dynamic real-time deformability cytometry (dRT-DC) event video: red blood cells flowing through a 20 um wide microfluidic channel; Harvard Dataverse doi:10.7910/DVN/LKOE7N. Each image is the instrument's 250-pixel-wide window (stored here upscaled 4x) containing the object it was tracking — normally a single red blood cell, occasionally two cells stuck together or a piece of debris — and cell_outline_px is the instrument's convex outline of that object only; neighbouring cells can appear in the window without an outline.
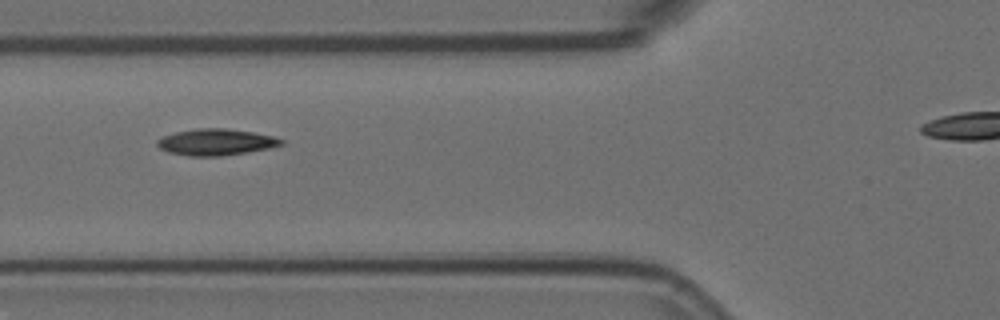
{"species": "Egyptian fruit bat (a non-hibernating species)", "species_latin": "Rousettus aegyptiacus", "temperature_condition": "room temperature", "stored_images_in_passage": 7, "camera_frame_rate_fps": 3000, "um_per_image_px": 0.085, "animal": {"sex": "female"}, "frame": {"image": 1, "passage_image": 3, "time_ms": 0.667, "image_size_px": [1000, 320], "cell_outline_px": [[284, 144], [268, 148], [220, 156], [188, 156], [168, 152], [160, 148], [156, 144], [156, 140], [164, 136], [176, 132], [196, 128], [224, 128], [252, 132], [272, 136], [284, 140]], "centroid_in_image_um": [18.32, 12.07], "position_along_channel_um": 107.5, "area_um2": 18.9}}
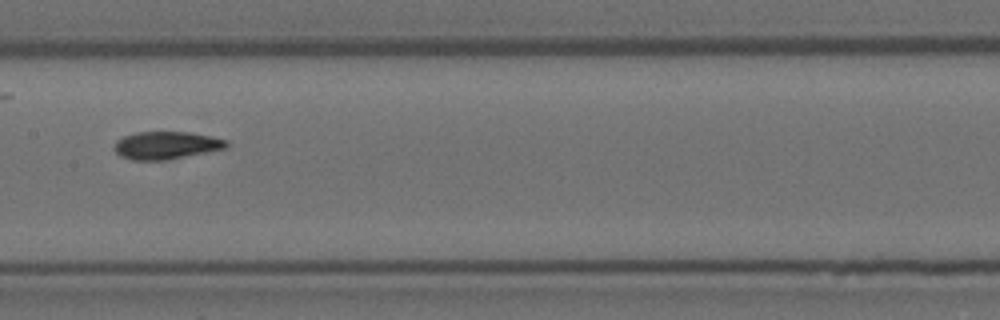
{"frame": {"image": 2, "passage_image": 5, "time_ms": 1.333, "image_size_px": [1000, 320], "cell_outline_px": [[228, 148], [184, 156], [160, 160], [132, 160], [120, 156], [112, 148], [116, 140], [124, 136], [136, 132], [188, 132], [212, 136], [228, 140]], "centroid_in_image_um": [14.11, 12.34], "position_along_channel_um": 193.3, "area_um2": 18.03}}
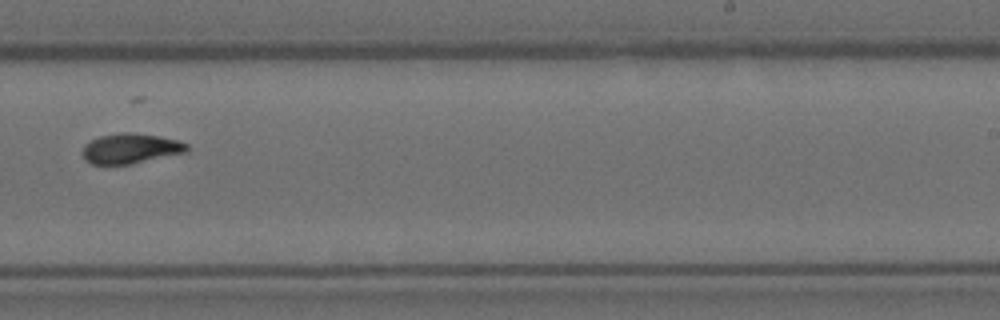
{"frame": {"image": 3, "passage_image": 7, "time_ms": 2.0, "image_size_px": [1000, 320], "cell_outline_px": [[188, 152], [132, 164], [92, 164], [84, 160], [80, 152], [84, 144], [100, 136], [124, 132], [132, 132], [160, 136], [176, 140], [188, 144]], "centroid_in_image_um": [11.08, 12.63], "position_along_channel_um": 277.9, "area_um2": 18.5}}